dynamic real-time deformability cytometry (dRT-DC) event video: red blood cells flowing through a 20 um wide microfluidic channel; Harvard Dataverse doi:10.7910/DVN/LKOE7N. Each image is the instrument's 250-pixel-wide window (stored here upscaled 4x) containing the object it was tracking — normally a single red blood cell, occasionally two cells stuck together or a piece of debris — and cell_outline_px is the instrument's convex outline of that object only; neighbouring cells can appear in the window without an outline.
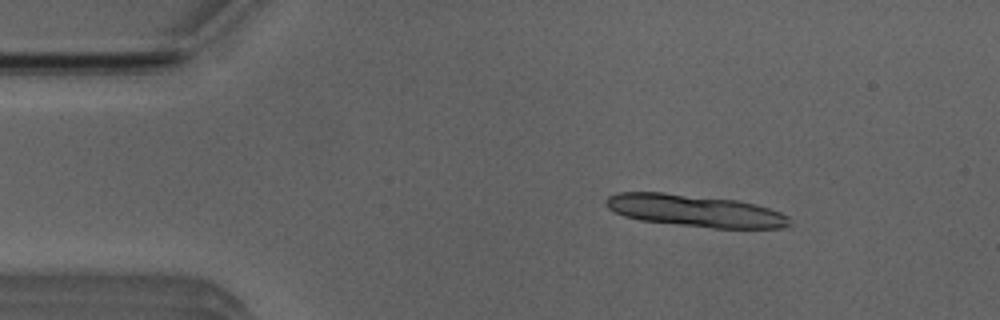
{"species": "Egyptian fruit bat (a non-hibernating species)", "species_latin": "Rousettus aegyptiacus", "temperature_condition": "room temperature", "stored_images_in_passage": 7, "camera_frame_rate_fps": 3000, "um_per_image_px": 0.085, "animal": {"sex": "male"}, "frame": {"image": 1, "passage_image": 1, "time_ms": 0.0, "image_size_px": [1000, 320], "cell_outline_px": [[792, 224], [784, 228], [712, 228], [640, 220], [624, 216], [608, 208], [604, 204], [604, 200], [608, 196], [620, 192], [664, 192], [736, 200], [756, 204], [780, 212], [788, 216]], "centroid_in_image_um": [59.08, 17.91], "position_along_channel_um": 25.9, "area_um2": 34.33}}